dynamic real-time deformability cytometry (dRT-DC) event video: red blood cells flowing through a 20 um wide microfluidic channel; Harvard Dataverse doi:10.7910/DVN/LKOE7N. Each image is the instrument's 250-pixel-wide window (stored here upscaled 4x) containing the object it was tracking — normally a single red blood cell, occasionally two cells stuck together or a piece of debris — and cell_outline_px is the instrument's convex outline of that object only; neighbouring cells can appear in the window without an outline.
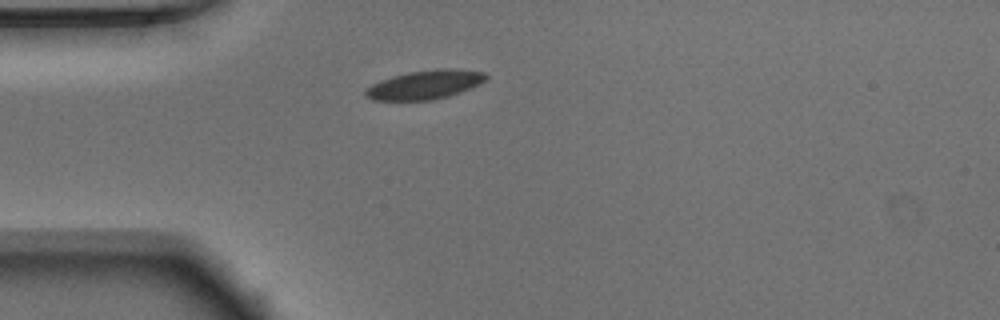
{"species": "Egyptian fruit bat (a non-hibernating species)", "species_latin": "Rousettus aegyptiacus", "temperature_condition": "warm", "stored_images_in_passage": 39, "camera_frame_rate_fps": 3000, "um_per_image_px": 0.085, "animal": {"sex": "male"}, "frame": {"image": 1, "passage_image": 1, "time_ms": 0.0, "image_size_px": [1000, 320], "cell_outline_px": [[488, 76], [480, 84], [472, 88], [448, 96], [432, 100], [372, 100], [364, 96], [364, 88], [380, 80], [392, 76], [408, 72], [436, 68], [452, 68], [484, 72]], "centroid_in_image_um": [36.09, 7.19], "position_along_channel_um": 48.9, "area_um2": 20.52}}
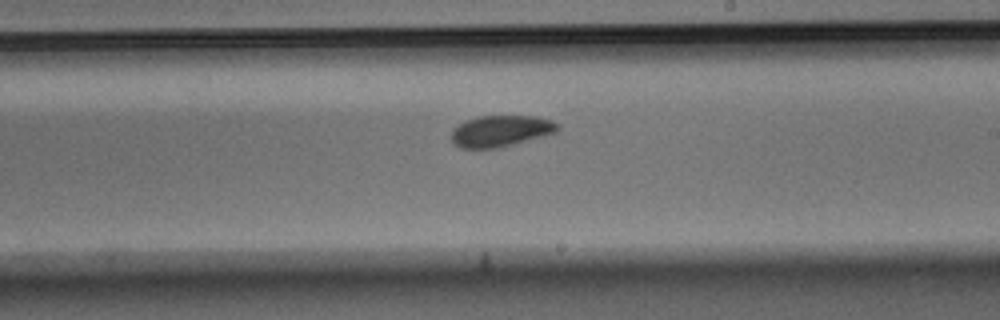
{"frame": {"image": 2, "passage_image": 17, "time_ms": 5.333, "image_size_px": [1000, 320], "cell_outline_px": [[560, 128], [556, 132], [544, 136], [500, 148], [460, 148], [452, 144], [452, 128], [464, 120], [480, 116], [536, 116], [552, 120], [560, 124]], "centroid_in_image_um": [42.56, 11.13], "position_along_channel_um": 246.4, "area_um2": 19.71}}
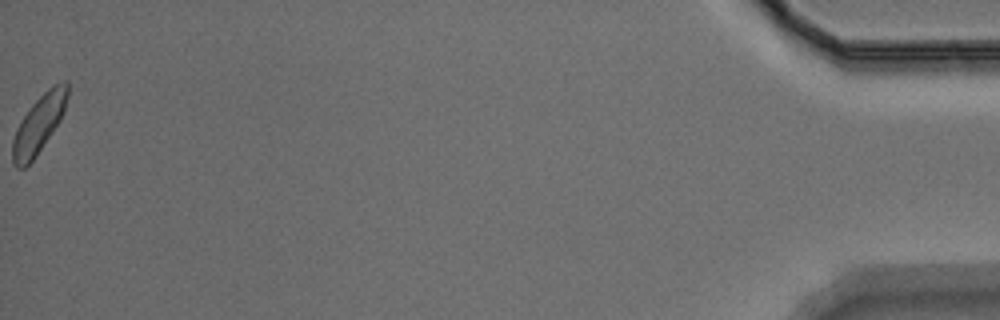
{"frame": {"image": 3, "passage_image": 39, "time_ms": 12.667, "image_size_px": [1000, 320], "cell_outline_px": [[68, 96], [64, 112], [60, 120], [36, 156], [24, 168], [16, 168], [12, 164], [12, 140], [16, 128], [32, 104], [52, 84], [64, 80], [68, 80]], "centroid_in_image_um": [3.3, 10.53], "position_along_channel_um": 431.9, "area_um2": 18.55}, "authors_computed_cell_mechanics": {"area_um2": 19.363, "velocity_mm_per_s": 3.9034, "shape_relaxation_time_tau1_ms": 2.4237, "shape_relaxation_time_tau2_ms": 4.1147, "deformation_change_tau1": 0.0864, "deformation_change_tau2": 0.0645}}